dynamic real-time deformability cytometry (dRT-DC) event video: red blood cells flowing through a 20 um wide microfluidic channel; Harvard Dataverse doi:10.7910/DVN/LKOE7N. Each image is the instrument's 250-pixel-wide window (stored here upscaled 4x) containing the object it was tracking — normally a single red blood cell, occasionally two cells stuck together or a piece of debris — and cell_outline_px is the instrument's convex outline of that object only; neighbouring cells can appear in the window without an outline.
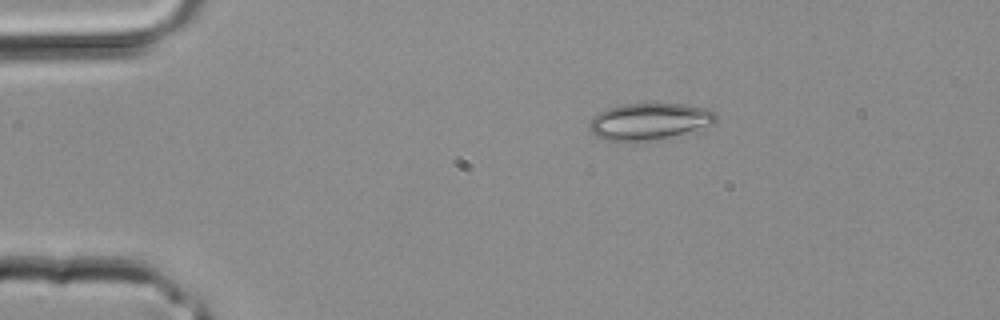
{"species": "common noctule bat (a hibernating species)", "species_latin": "Nyctalus noctula", "temperature_condition": "room temperature", "stored_images_in_passage": 1, "camera_frame_rate_fps": 3000, "um_per_image_px": 0.085, "animal": {"sex": "male", "body_mass_g": 20.4}, "frame": {"image": 1, "passage_image": 1, "time_ms": 0.0, "image_size_px": [1000, 320], "cell_outline_px": [[716, 120], [712, 124], [656, 140], [624, 144], [604, 140], [596, 136], [588, 128], [588, 124], [592, 116], [608, 108], [624, 104], [684, 104], [708, 108], [716, 112]], "centroid_in_image_um": [55.11, 10.35], "position_along_channel_um": 29.9, "area_um2": 27.4}}